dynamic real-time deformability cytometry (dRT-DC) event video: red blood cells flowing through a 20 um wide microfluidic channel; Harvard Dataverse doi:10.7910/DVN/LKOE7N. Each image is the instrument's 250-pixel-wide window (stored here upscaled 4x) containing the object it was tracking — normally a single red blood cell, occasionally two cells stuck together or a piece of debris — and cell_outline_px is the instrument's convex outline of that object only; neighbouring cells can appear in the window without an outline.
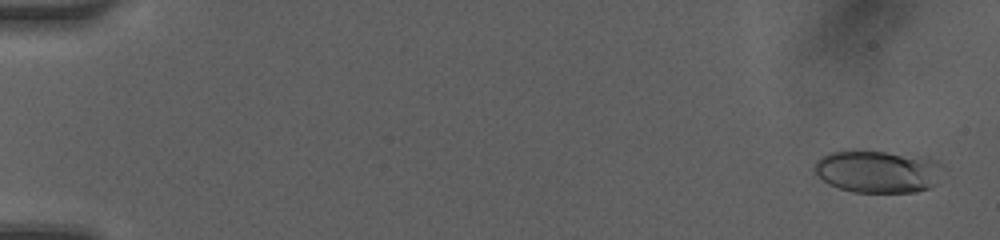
{"species": "human", "species_latin": "Homo sapiens", "temperature_condition": "room temperature", "stored_images_in_passage": 50, "camera_frame_rate_fps": 3000, "um_per_image_px": 0.085, "donor": {"sex": "female"}, "frame": {"image": 1, "passage_image": 2, "time_ms": 0.333, "image_size_px": [1000, 240], "cell_outline_px": [[940, 164], [936, 184], [928, 188], [916, 192], [852, 192], [828, 184], [812, 168], [816, 160], [820, 156], [828, 152], [884, 152], [928, 156], [936, 160]], "centroid_in_image_um": [74.59, 14.58], "position_along_channel_um": 10.4, "area_um2": 31.5}}
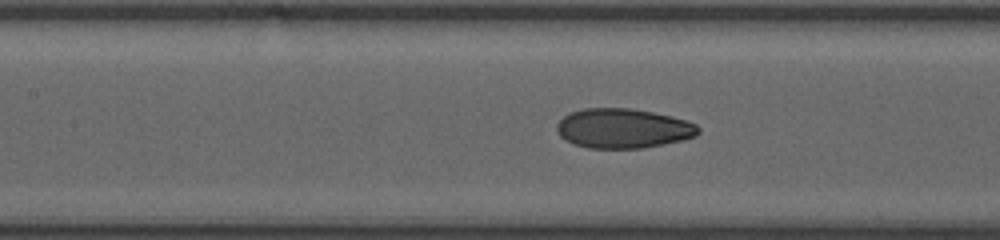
{"frame": {"image": 2, "passage_image": 24, "time_ms": 7.667, "image_size_px": [1000, 240], "cell_outline_px": [[700, 132], [696, 136], [680, 140], [640, 148], [588, 148], [576, 144], [560, 136], [556, 128], [556, 124], [568, 112], [584, 108], [628, 108], [652, 112], [672, 116], [688, 120], [696, 124], [700, 128]], "centroid_in_image_um": [52.96, 10.89], "position_along_channel_um": 154.4, "area_um2": 32.54}}
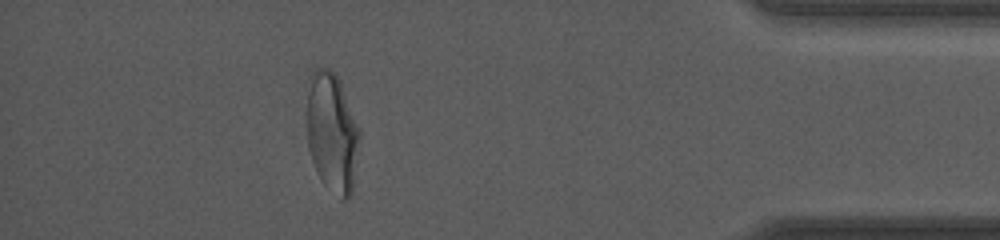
{"frame": {"image": 3, "passage_image": 45, "time_ms": 14.667, "image_size_px": [1000, 240], "cell_outline_px": [[360, 140], [352, 192], [348, 200], [340, 200], [320, 180], [316, 172], [308, 148], [308, 92], [312, 72], [316, 68], [332, 68], [340, 80], [360, 128]], "centroid_in_image_um": [28.26, 11.3], "position_along_channel_um": 406.9, "area_um2": 37.05}, "authors_computed_cell_mechanics": {"area_um2": 32.1946, "velocity_mm_per_s": 4.1961, "shape_relaxation_time_tau1_ms": 8.5496, "shape_relaxation_time_tau2_ms": 1.0089, "deformation_change_tau1": 0.2532, "deformation_change_tau2": 0.0611}}